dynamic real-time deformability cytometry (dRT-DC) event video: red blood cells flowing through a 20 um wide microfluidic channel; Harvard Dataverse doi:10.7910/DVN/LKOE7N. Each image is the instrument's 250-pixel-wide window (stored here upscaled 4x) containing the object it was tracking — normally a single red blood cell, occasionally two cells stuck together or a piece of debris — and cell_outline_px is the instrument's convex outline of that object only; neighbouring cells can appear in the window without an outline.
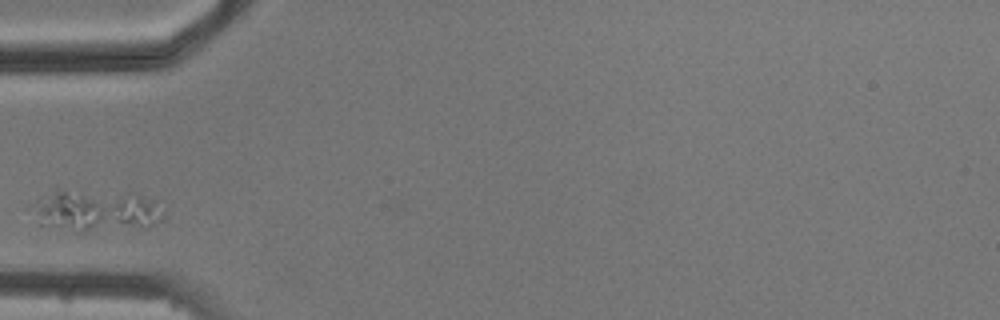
{"species": "common noctule bat (a hibernating species)", "species_latin": "Nyctalus noctula", "temperature_condition": "cold", "stored_images_in_passage": 16, "camera_frame_rate_fps": 3000, "um_per_image_px": 0.085, "animal": {"sex": "male", "body_mass_g": 20.5, "forearm_length_mm": 52.5}, "frame": {"image": 1, "passage_image": 6, "time_ms": 7.0, "image_size_px": [1000, 320], "cell_outline_px": [[164, 212], [160, 220], [156, 224], [148, 228], [84, 232], [80, 232], [36, 224], [28, 208], [36, 200], [56, 192], [136, 192], [148, 200]], "centroid_in_image_um": [8.11, 17.97], "position_along_channel_um": 76.9, "area_um2": 31.85}}
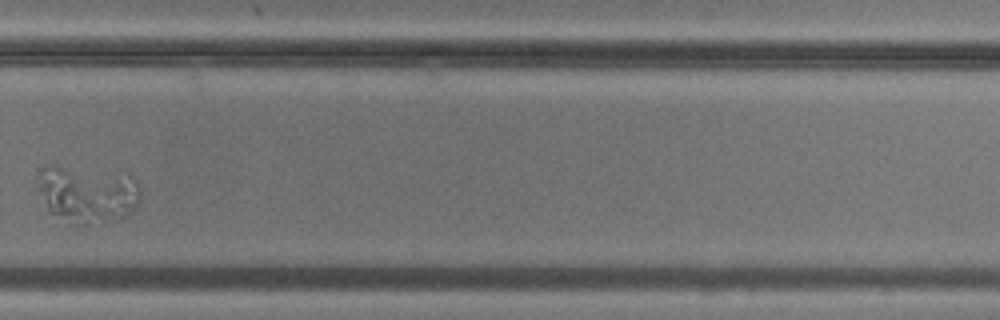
{"frame": {"image": 2, "passage_image": 12, "time_ms": 14.0, "image_size_px": [1000, 320], "cell_outline_px": [[140, 200], [136, 208], [132, 212], [120, 220], [88, 224], [76, 224], [48, 212], [40, 188], [40, 168], [44, 164], [56, 164], [132, 172], [140, 188]], "centroid_in_image_um": [7.52, 16.43], "position_along_channel_um": 322.3, "area_um2": 35.43}}
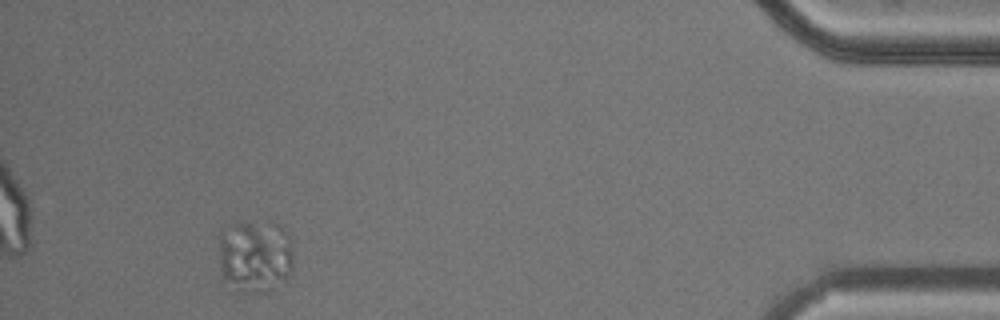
{"frame": {"image": 3, "passage_image": 15, "time_ms": 18.333, "image_size_px": [1000, 320], "cell_outline_px": [[292, 268], [288, 276], [268, 296], [244, 292], [224, 280], [220, 272], [216, 236], [224, 224], [236, 220], [272, 220], [280, 224], [288, 232], [292, 248]], "centroid_in_image_um": [21.63, 21.69], "position_along_channel_um": 413.6, "area_um2": 34.1}}